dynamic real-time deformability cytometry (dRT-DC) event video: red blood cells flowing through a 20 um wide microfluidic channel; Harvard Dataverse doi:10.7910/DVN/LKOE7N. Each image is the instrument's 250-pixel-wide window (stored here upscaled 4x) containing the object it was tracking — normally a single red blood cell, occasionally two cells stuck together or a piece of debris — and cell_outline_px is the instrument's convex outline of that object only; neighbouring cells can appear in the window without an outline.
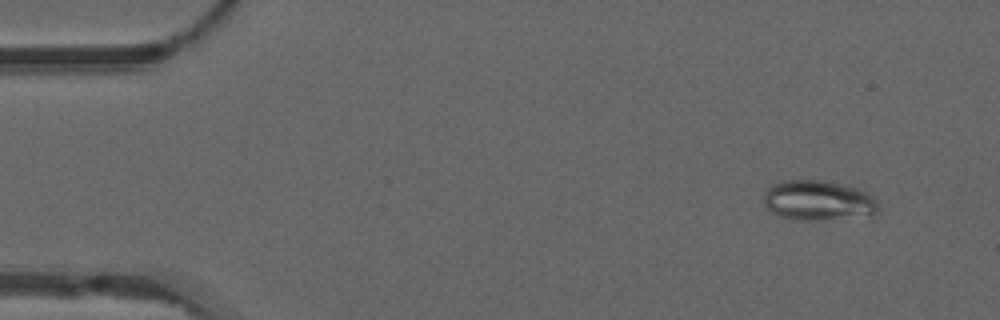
{"species": "common noctule bat (a hibernating species)", "species_latin": "Nyctalus noctula", "temperature_condition": "warm", "stored_images_in_passage": 53, "camera_frame_rate_fps": 3000, "um_per_image_px": 0.085, "animal": {"sex": "male", "forearm_length_mm": 52.5}, "frame": {"image": 1, "passage_image": 5, "time_ms": 1.333, "image_size_px": [1000, 320], "cell_outline_px": [[876, 208], [872, 216], [824, 220], [796, 220], [780, 216], [772, 212], [764, 204], [764, 192], [772, 184], [780, 180], [820, 180], [856, 188], [868, 192], [876, 200]], "centroid_in_image_um": [69.51, 17.05], "position_along_channel_um": 15.5, "area_um2": 26.76}}
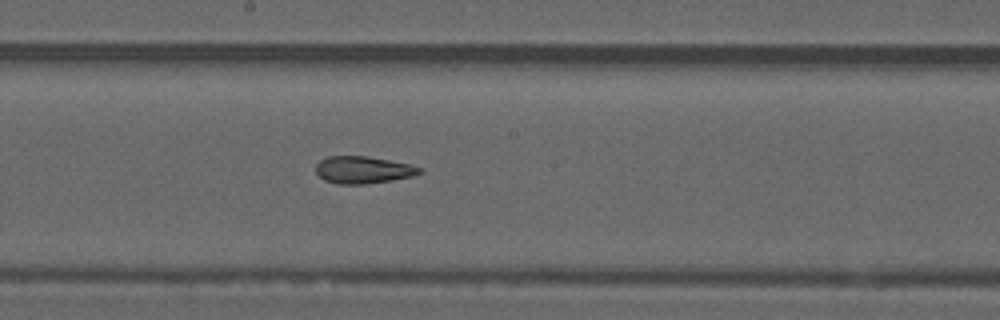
{"frame": {"image": 2, "passage_image": 29, "time_ms": 9.333, "image_size_px": [1000, 320], "cell_outline_px": [[424, 172], [412, 176], [392, 180], [364, 184], [340, 184], [324, 180], [316, 172], [316, 164], [320, 160], [328, 156], [368, 156], [412, 164], [424, 168]], "centroid_in_image_um": [30.91, 14.43], "position_along_channel_um": 217.3, "area_um2": 16.59}}
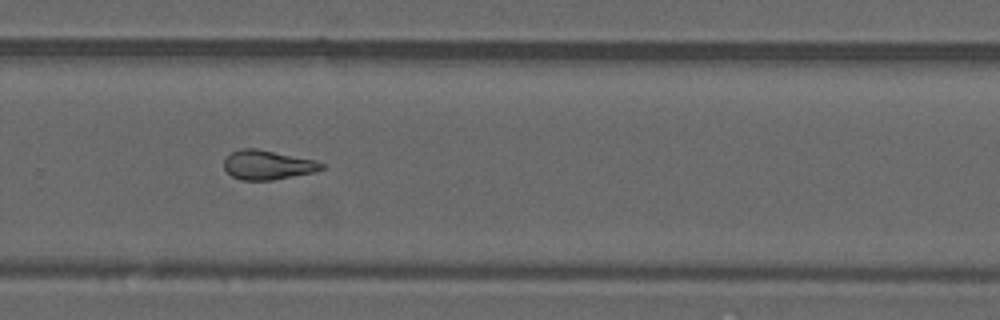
{"frame": {"image": 3, "passage_image": 36, "time_ms": 11.667, "image_size_px": [1000, 320], "cell_outline_px": [[324, 168], [312, 172], [272, 180], [240, 180], [232, 176], [224, 168], [224, 160], [232, 152], [240, 148], [256, 148], [316, 160], [324, 164]], "centroid_in_image_um": [22.73, 14.01], "position_along_channel_um": 307.1, "area_um2": 16.53}, "authors_computed_cell_mechanics": {"area_um2": 17.4556, "velocity_mm_per_s": 3.8569, "shape_relaxation_time_tau1_ms": null, "shape_relaxation_time_tau2_ms": 2.4281, "deformation_change_tau1": null, "deformation_change_tau2": 0.1072}}